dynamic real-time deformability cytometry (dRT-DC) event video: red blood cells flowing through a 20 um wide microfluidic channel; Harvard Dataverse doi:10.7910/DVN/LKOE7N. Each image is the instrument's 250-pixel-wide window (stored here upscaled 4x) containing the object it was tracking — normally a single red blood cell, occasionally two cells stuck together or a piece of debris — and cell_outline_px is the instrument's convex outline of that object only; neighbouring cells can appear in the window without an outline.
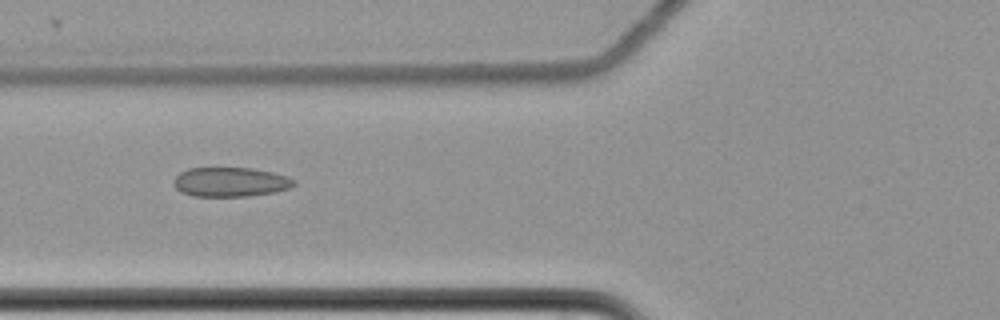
{"species": "common noctule bat (a hibernating species)", "species_latin": "Nyctalus noctula", "temperature_condition": "cold", "stored_images_in_passage": 10, "camera_frame_rate_fps": 3000, "um_per_image_px": 0.085, "animal": {"sex": "female", "body_mass_g": 22.7, "forearm_length_mm": 54.2}, "frame": {"image": 1, "passage_image": 7, "time_ms": 2.0, "image_size_px": [1000, 320], "cell_outline_px": [[296, 184], [288, 188], [276, 192], [248, 196], [192, 196], [180, 192], [172, 184], [172, 180], [180, 172], [188, 168], [252, 168], [272, 172], [288, 176], [296, 180]], "centroid_in_image_um": [19.57, 15.47], "position_along_channel_um": 106.2, "area_um2": 20.81}}
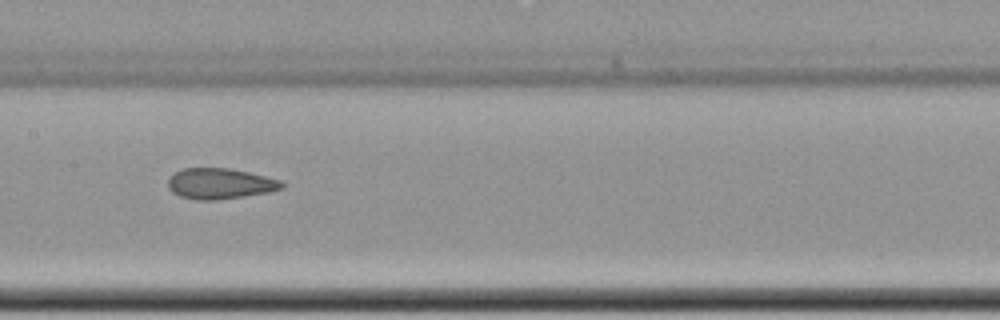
{"frame": {"image": 2, "passage_image": 9, "time_ms": 2.667, "image_size_px": [1000, 320], "cell_outline_px": [[284, 188], [268, 192], [220, 200], [196, 200], [180, 196], [172, 192], [168, 188], [168, 180], [176, 172], [184, 168], [228, 168], [248, 172], [280, 180], [284, 184]], "centroid_in_image_um": [18.69, 15.62], "position_along_channel_um": 188.7, "area_um2": 20.29}}
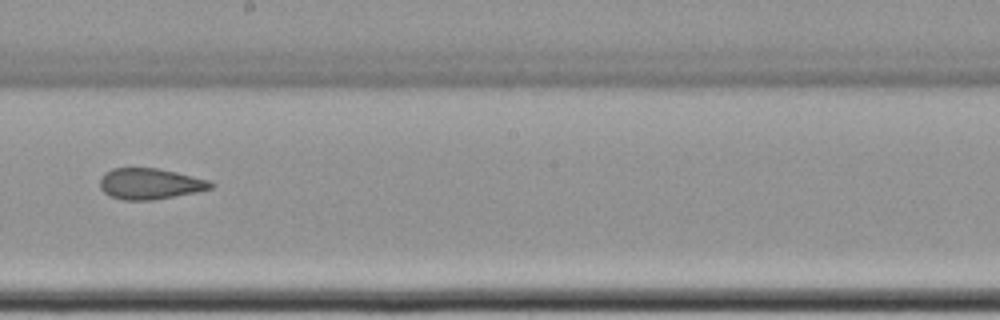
{"frame": {"image": 3, "passage_image": 10, "time_ms": 3.0, "image_size_px": [1000, 320], "cell_outline_px": [[216, 184], [212, 188], [196, 192], [152, 200], [124, 200], [112, 196], [104, 192], [100, 188], [100, 176], [104, 172], [112, 168], [156, 168], [176, 172], [208, 180]], "centroid_in_image_um": [12.73, 15.61], "position_along_channel_um": 235.5, "area_um2": 19.94}}